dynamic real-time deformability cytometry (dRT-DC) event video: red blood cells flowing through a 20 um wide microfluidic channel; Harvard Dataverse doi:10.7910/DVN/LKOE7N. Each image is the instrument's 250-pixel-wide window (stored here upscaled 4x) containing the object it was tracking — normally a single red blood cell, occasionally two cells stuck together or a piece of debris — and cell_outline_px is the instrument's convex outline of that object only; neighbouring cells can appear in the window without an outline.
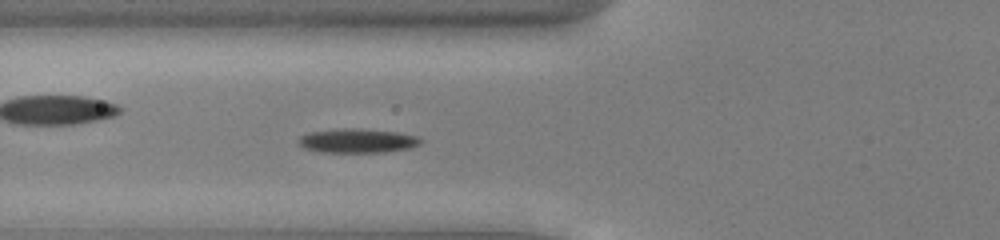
{"species": "common noctule bat (a hibernating species)", "species_latin": "Nyctalus noctula", "temperature_condition": "cold", "stored_images_in_passage": 42, "camera_frame_rate_fps": 3000, "um_per_image_px": 0.085, "animal": {"sex": "male", "body_mass_g": 13.0, "forearm_length_mm": 53.1}, "frame": {"image": 1, "passage_image": 9, "time_ms": 2.667, "image_size_px": [1000, 240], "cell_outline_px": [[424, 140], [420, 144], [412, 148], [384, 152], [320, 152], [304, 148], [296, 144], [296, 140], [300, 136], [308, 132], [336, 128], [360, 128], [396, 132], [420, 136]], "centroid_in_image_um": [30.36, 11.95], "position_along_channel_um": 95.4, "area_um2": 17.69}}
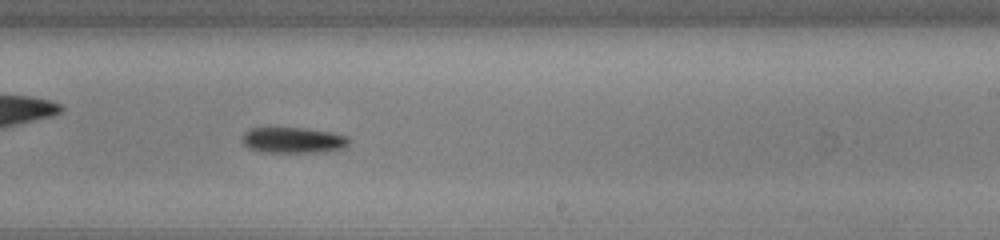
{"frame": {"image": 2, "passage_image": 22, "time_ms": 7.0, "image_size_px": [1000, 240], "cell_outline_px": [[348, 144], [344, 148], [324, 152], [260, 152], [248, 148], [240, 140], [244, 132], [252, 128], [304, 128], [332, 132], [348, 136]], "centroid_in_image_um": [24.9, 11.92], "position_along_channel_um": 264.1, "area_um2": 16.18}}
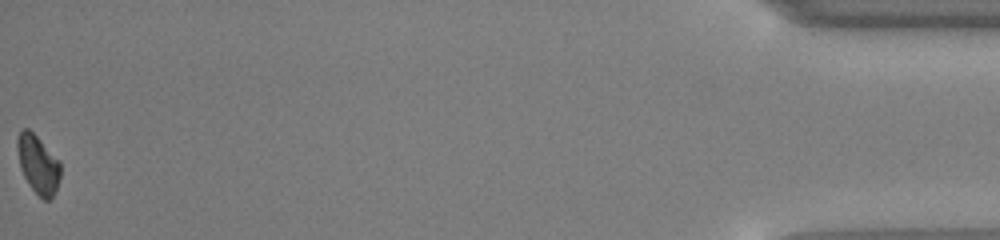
{"frame": {"image": 3, "passage_image": 42, "time_ms": 13.667, "image_size_px": [1000, 240], "cell_outline_px": [[60, 176], [56, 188], [52, 196], [48, 200], [44, 200], [28, 184], [20, 168], [16, 144], [16, 140], [20, 132], [24, 128], [28, 128], [60, 160]], "centroid_in_image_um": [3.22, 13.95], "position_along_channel_um": 432.0, "area_um2": 14.51}, "authors_computed_cell_mechanics": {"area_um2": 15.895, "velocity_mm_per_s": 3.8997, "shape_relaxation_time_tau1_ms": 1.6603, "shape_relaxation_time_tau2_ms": null, "deformation_change_tau1": 0.1075, "deformation_change_tau2": null}}